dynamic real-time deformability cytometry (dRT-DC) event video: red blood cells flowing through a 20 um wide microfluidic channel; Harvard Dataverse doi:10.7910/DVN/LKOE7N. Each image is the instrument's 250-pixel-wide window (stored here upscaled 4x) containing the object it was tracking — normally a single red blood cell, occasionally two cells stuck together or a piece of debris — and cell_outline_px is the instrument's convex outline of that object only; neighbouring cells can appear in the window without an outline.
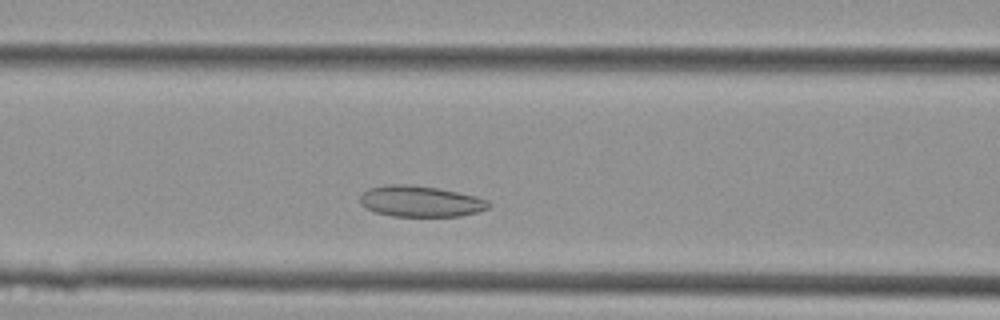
{"species": "Egyptian fruit bat (a non-hibernating species)", "species_latin": "Rousettus aegyptiacus", "temperature_condition": "cold", "stored_images_in_passage": 33, "camera_frame_rate_fps": 3000, "um_per_image_px": 0.085, "animal": {"sex": "female"}, "frame": {"image": 1, "passage_image": 7, "time_ms": 2.0, "image_size_px": [1000, 320], "cell_outline_px": [[492, 204], [488, 208], [476, 212], [460, 216], [392, 216], [376, 212], [360, 204], [360, 196], [368, 188], [384, 184], [412, 184], [436, 188], [476, 196], [488, 200]], "centroid_in_image_um": [35.73, 17.1], "position_along_channel_um": 130.9, "area_um2": 23.24}}
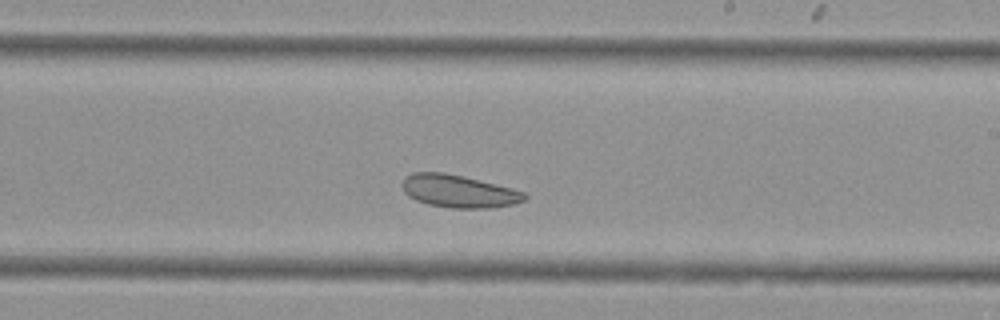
{"frame": {"image": 2, "passage_image": 15, "time_ms": 4.667, "image_size_px": [1000, 320], "cell_outline_px": [[528, 196], [524, 200], [512, 204], [488, 208], [452, 208], [428, 204], [416, 200], [408, 196], [404, 192], [400, 184], [404, 176], [412, 172], [444, 172], [464, 176], [512, 188], [524, 192]], "centroid_in_image_um": [38.93, 16.24], "position_along_channel_um": 250.1, "area_um2": 23.41}}
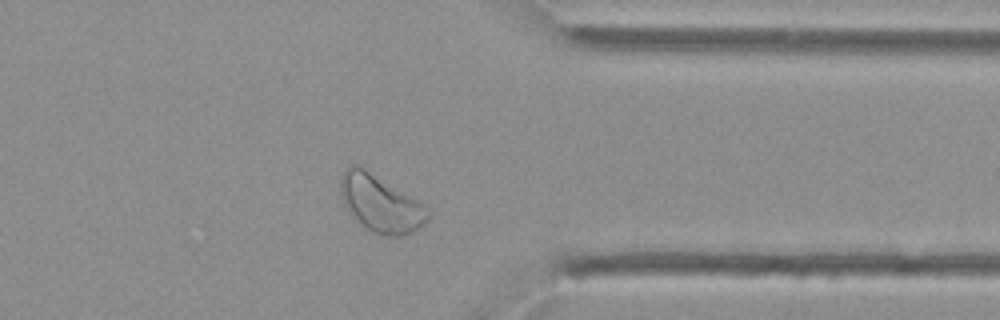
{"frame": {"image": 3, "passage_image": 24, "time_ms": 7.667, "image_size_px": [1000, 320], "cell_outline_px": [[432, 216], [424, 224], [412, 232], [404, 236], [384, 236], [372, 232], [360, 224], [348, 212], [344, 204], [340, 192], [340, 180], [348, 164], [360, 164], [424, 204], [432, 212]], "centroid_in_image_um": [32.36, 17.29], "position_along_channel_um": 379.0, "area_um2": 29.54}}